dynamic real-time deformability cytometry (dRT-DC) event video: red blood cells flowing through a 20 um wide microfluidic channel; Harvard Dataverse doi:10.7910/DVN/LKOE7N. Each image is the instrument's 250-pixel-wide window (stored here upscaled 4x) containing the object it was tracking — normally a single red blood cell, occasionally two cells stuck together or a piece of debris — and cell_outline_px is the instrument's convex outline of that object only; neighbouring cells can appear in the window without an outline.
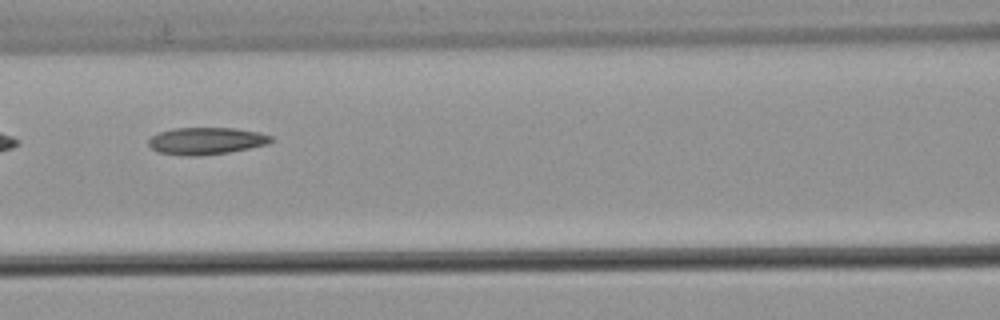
{"species": "common noctule bat (a hibernating species)", "species_latin": "Nyctalus noctula", "temperature_condition": "warm", "stored_images_in_passage": 4, "camera_frame_rate_fps": 3000, "um_per_image_px": 0.085, "animal": {"sex": "male", "body_mass_g": 21.5, "forearm_length_mm": 52.0}, "frame": {"image": 1, "passage_image": 3, "time_ms": 0.667, "image_size_px": [1000, 320], "cell_outline_px": [[276, 140], [268, 144], [228, 152], [200, 156], [184, 156], [160, 152], [152, 148], [148, 144], [148, 140], [152, 136], [160, 132], [172, 128], [236, 128], [260, 132], [272, 136]], "centroid_in_image_um": [17.56, 11.97], "position_along_channel_um": 149.0, "area_um2": 19.42}}